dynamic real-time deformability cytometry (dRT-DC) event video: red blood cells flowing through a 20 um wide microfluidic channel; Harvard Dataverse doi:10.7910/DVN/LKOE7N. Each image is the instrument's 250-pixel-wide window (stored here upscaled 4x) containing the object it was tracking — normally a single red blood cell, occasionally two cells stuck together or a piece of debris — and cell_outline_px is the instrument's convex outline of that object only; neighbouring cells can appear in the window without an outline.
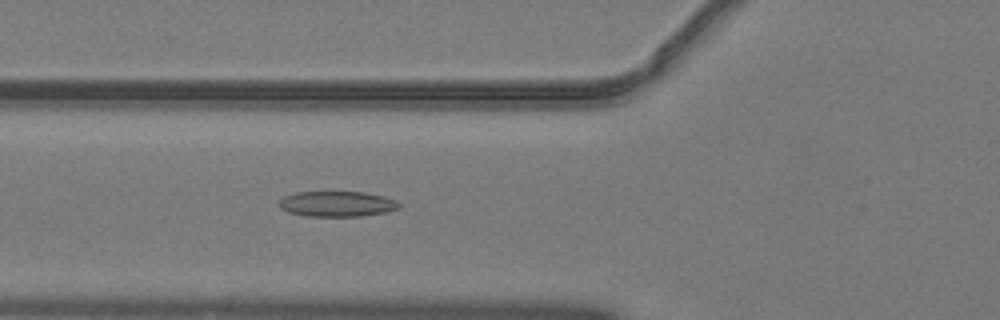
{"species": "common noctule bat (a hibernating species)", "species_latin": "Nyctalus noctula", "temperature_condition": "warm", "stored_images_in_passage": 50, "camera_frame_rate_fps": 3000, "um_per_image_px": 0.085, "animal": {"sex": "male", "body_mass_g": 19.2, "forearm_length_mm": 51.8}, "frame": {"image": 1, "passage_image": 18, "time_ms": 5.667, "image_size_px": [1000, 320], "cell_outline_px": [[400, 208], [384, 212], [360, 216], [308, 216], [288, 212], [280, 208], [280, 200], [284, 196], [296, 192], [364, 192], [384, 196], [396, 200], [400, 204]], "centroid_in_image_um": [28.65, 17.33], "position_along_channel_um": 97.1, "area_um2": 17.69}}
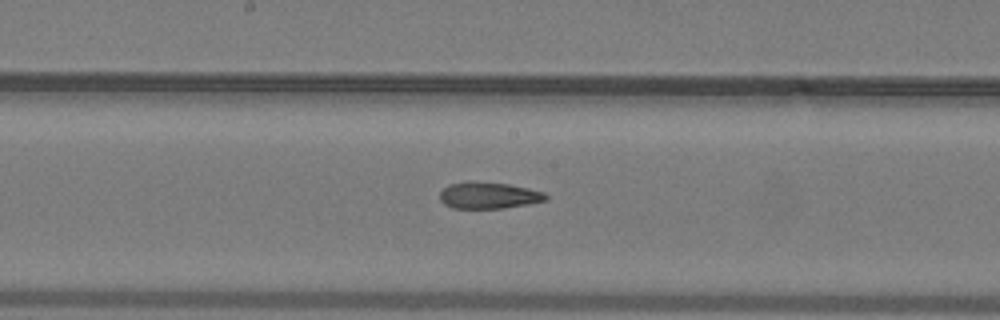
{"frame": {"image": 2, "passage_image": 26, "time_ms": 8.333, "image_size_px": [1000, 320], "cell_outline_px": [[548, 200], [528, 204], [504, 208], [452, 208], [444, 204], [440, 200], [440, 192], [448, 184], [472, 180], [508, 184], [528, 188], [544, 192], [548, 196]], "centroid_in_image_um": [41.53, 16.6], "position_along_channel_um": 206.7, "area_um2": 16.59}}
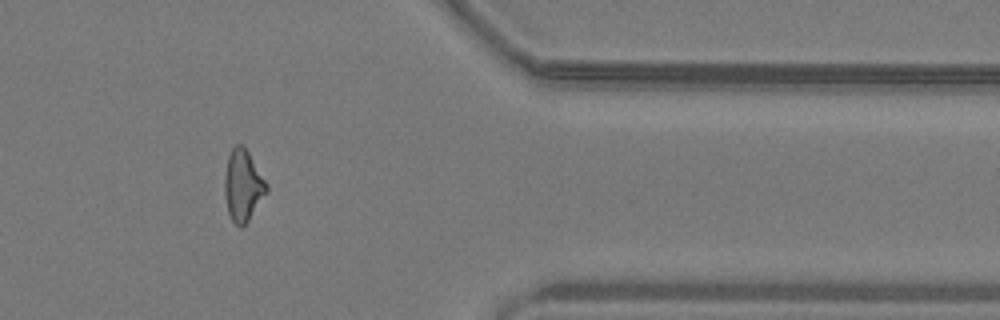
{"frame": {"image": 3, "passage_image": 41, "time_ms": 13.333, "image_size_px": [1000, 320], "cell_outline_px": [[268, 192], [248, 220], [240, 228], [232, 220], [228, 212], [224, 192], [224, 176], [228, 156], [232, 148], [236, 144], [244, 144], [268, 184]], "centroid_in_image_um": [20.66, 15.73], "position_along_channel_um": 390.7, "area_um2": 17.57}}